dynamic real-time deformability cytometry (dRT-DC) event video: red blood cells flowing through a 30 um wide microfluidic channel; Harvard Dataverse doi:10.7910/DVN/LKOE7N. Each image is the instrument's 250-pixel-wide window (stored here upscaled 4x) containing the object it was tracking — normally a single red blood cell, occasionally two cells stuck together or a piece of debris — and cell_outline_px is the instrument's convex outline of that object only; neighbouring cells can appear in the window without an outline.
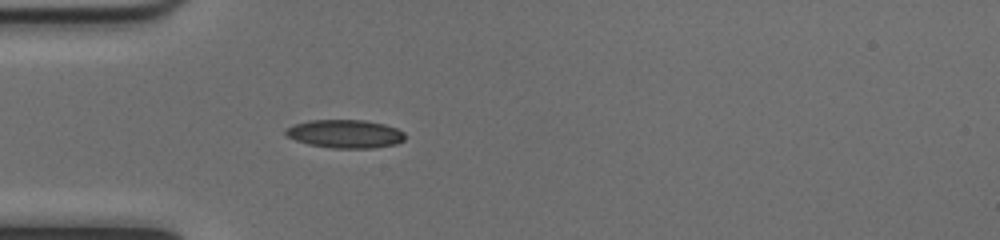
{"species": "common noctule bat (a hibernating species)", "species_latin": "Nyctalus noctula", "temperature_condition": "cold", "stored_images_in_passage": 37, "camera_frame_rate_fps": 3000, "um_per_image_px": 0.085, "animal": {"sex": "female", "body_mass_g": 17.0, "forearm_length_mm": 48.0}, "frame": {"image": 1, "passage_image": 1, "time_ms": 0.0, "image_size_px": [1000, 240], "cell_outline_px": [[404, 140], [396, 144], [372, 148], [332, 148], [308, 144], [296, 140], [288, 136], [284, 132], [284, 128], [292, 124], [308, 120], [364, 120], [384, 124], [396, 128], [404, 132]], "centroid_in_image_um": [29.3, 11.37], "position_along_channel_um": 55.7, "area_um2": 19.77}}
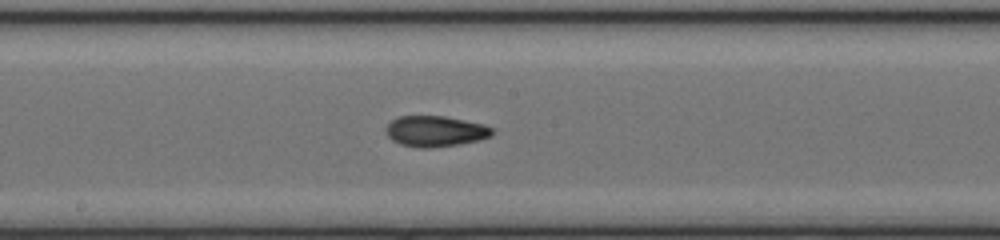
{"frame": {"image": 2, "passage_image": 13, "time_ms": 4.0, "image_size_px": [1000, 240], "cell_outline_px": [[492, 136], [460, 144], [428, 148], [420, 148], [400, 144], [392, 140], [388, 136], [384, 128], [392, 120], [400, 116], [444, 116], [484, 124], [492, 128]], "centroid_in_image_um": [36.97, 11.15], "position_along_channel_um": 211.2, "area_um2": 18.96}}
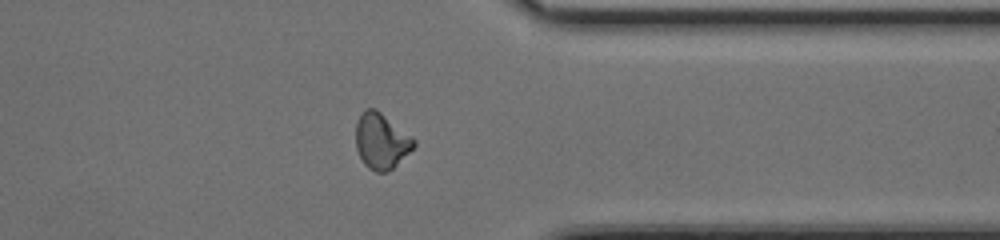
{"frame": {"image": 3, "passage_image": 26, "time_ms": 8.333, "image_size_px": [1000, 240], "cell_outline_px": [[416, 144], [388, 172], [376, 172], [368, 168], [364, 164], [356, 148], [356, 124], [364, 108], [376, 108], [412, 136], [416, 140]], "centroid_in_image_um": [32.4, 11.97], "position_along_channel_um": 379.0, "area_um2": 18.73}, "authors_computed_cell_mechanics": {"area_um2": 18.7272, "velocity_mm_per_s": 4.0282, "shape_relaxation_time_tau1_ms": null, "shape_relaxation_time_tau2_ms": 3.3982, "deformation_change_tau1": null, "deformation_change_tau2": 0.0836}}